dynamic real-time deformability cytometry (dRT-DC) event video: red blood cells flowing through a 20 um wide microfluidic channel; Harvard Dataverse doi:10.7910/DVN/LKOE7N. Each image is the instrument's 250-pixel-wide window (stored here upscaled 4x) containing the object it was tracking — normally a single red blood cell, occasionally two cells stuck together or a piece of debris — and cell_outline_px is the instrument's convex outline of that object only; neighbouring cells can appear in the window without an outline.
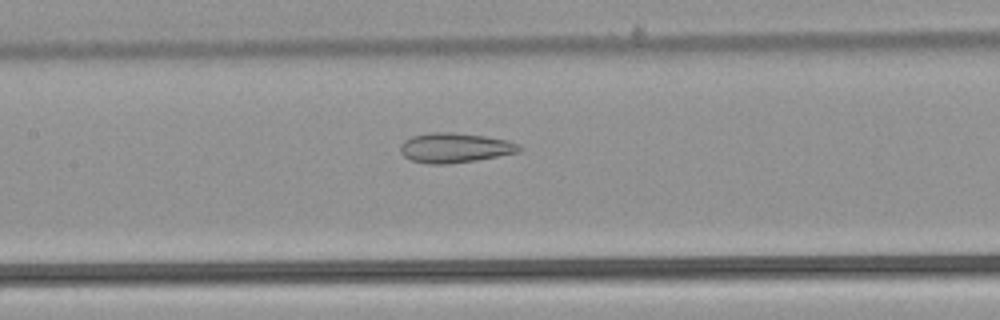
{"species": "common noctule bat (a hibernating species)", "species_latin": "Nyctalus noctula", "temperature_condition": "warm", "stored_images_in_passage": 36, "camera_frame_rate_fps": 3000, "um_per_image_px": 0.085, "animal": {"sex": "male", "body_mass_g": 21.5, "forearm_length_mm": 52.0}, "frame": {"image": 1, "passage_image": 16, "time_ms": 5.0, "image_size_px": [1000, 320], "cell_outline_px": [[524, 148], [520, 152], [476, 160], [444, 164], [428, 164], [412, 160], [404, 156], [400, 152], [400, 144], [404, 140], [412, 136], [428, 132], [452, 132], [484, 136], [508, 140]], "centroid_in_image_um": [38.65, 12.55], "position_along_channel_um": 168.8, "area_um2": 20.63}}
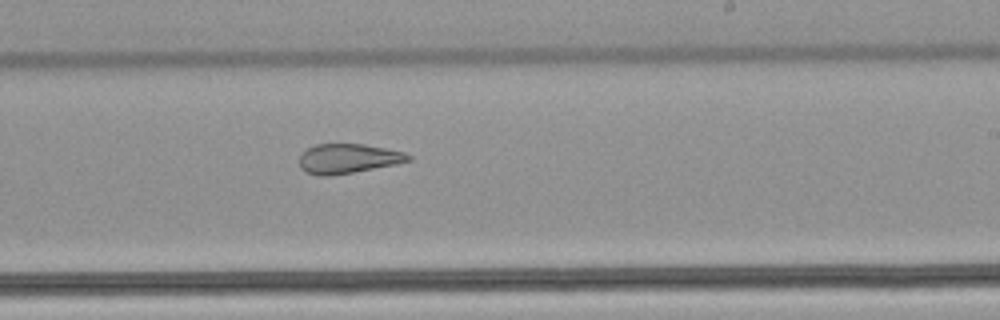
{"frame": {"image": 2, "passage_image": 23, "time_ms": 7.333, "image_size_px": [1000, 320], "cell_outline_px": [[412, 160], [396, 164], [352, 172], [328, 176], [320, 176], [304, 172], [300, 168], [300, 156], [308, 148], [316, 144], [364, 144], [404, 152], [412, 156]], "centroid_in_image_um": [29.58, 13.48], "position_along_channel_um": 259.4, "area_um2": 18.67}}
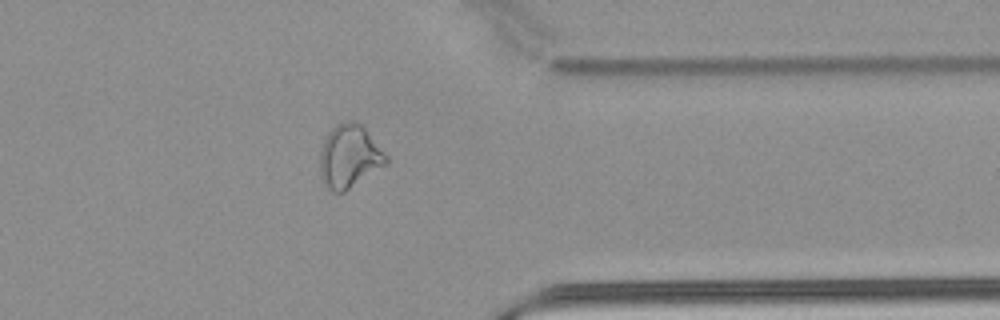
{"frame": {"image": 3, "passage_image": 33, "time_ms": 10.667, "image_size_px": [1000, 320], "cell_outline_px": [[388, 160], [384, 164], [344, 192], [332, 192], [324, 184], [320, 176], [320, 148], [324, 136], [336, 124], [344, 120], [356, 120], [364, 128], [388, 156]], "centroid_in_image_um": [29.64, 13.26], "position_along_channel_um": 381.8, "area_um2": 24.22}}